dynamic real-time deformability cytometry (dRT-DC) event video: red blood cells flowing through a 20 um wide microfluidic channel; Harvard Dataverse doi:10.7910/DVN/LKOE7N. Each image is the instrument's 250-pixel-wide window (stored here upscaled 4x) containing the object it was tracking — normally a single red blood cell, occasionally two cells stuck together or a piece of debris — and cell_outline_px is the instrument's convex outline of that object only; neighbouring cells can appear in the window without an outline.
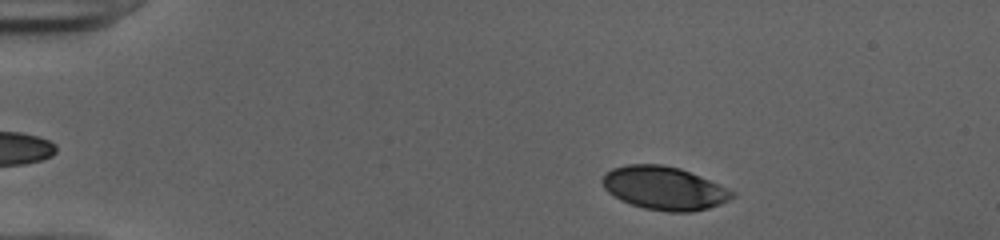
{"species": "human", "species_latin": "Homo sapiens", "temperature_condition": "cold", "stored_images_in_passage": 47, "camera_frame_rate_fps": 3000, "um_per_image_px": 0.085, "donor": {"sex": "female"}, "frame": {"image": 1, "passage_image": 5, "time_ms": 1.333, "image_size_px": [1000, 240], "cell_outline_px": [[736, 196], [720, 204], [708, 208], [692, 212], [668, 212], [644, 208], [620, 200], [608, 192], [604, 188], [600, 180], [612, 168], [628, 164], [660, 164], [680, 168], [736, 192]], "centroid_in_image_um": [56.44, 16.0], "position_along_channel_um": 28.6, "area_um2": 32.6}}
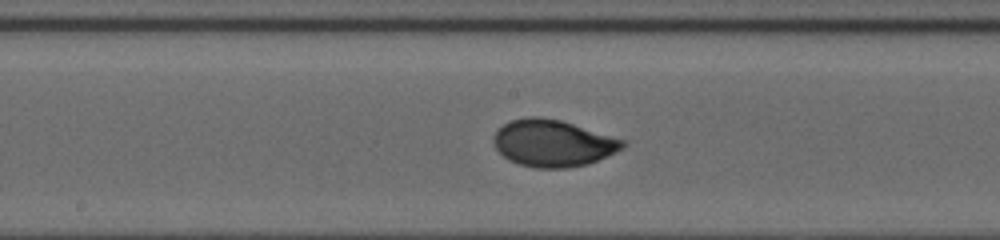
{"frame": {"image": 2, "passage_image": 24, "time_ms": 7.667, "image_size_px": [1000, 240], "cell_outline_px": [[628, 144], [616, 152], [588, 164], [564, 168], [536, 168], [520, 164], [508, 160], [496, 148], [492, 140], [492, 136], [504, 124], [512, 120], [528, 116], [540, 116], [560, 120], [628, 140]], "centroid_in_image_um": [47.02, 12.16], "position_along_channel_um": 201.2, "area_um2": 35.37}}
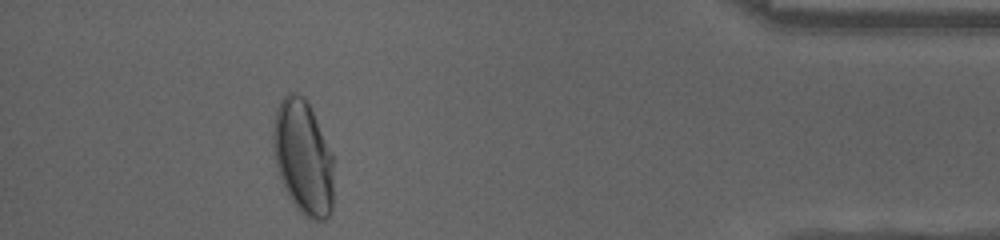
{"frame": {"image": 3, "passage_image": 43, "time_ms": 14.0, "image_size_px": [1000, 240], "cell_outline_px": [[332, 212], [324, 220], [308, 220], [296, 208], [288, 196], [284, 188], [276, 164], [272, 144], [272, 132], [276, 108], [280, 100], [288, 92], [296, 92], [304, 96], [316, 120], [332, 156]], "centroid_in_image_um": [25.73, 13.39], "position_along_channel_um": 409.5, "area_um2": 40.23}, "authors_computed_cell_mechanics": {"area_um2": 34.5066, "velocity_mm_per_s": 3.9969, "shape_relaxation_time_tau1_ms": 3.5846, "shape_relaxation_time_tau2_ms": null, "deformation_change_tau1": 0.1637, "deformation_change_tau2": null}}